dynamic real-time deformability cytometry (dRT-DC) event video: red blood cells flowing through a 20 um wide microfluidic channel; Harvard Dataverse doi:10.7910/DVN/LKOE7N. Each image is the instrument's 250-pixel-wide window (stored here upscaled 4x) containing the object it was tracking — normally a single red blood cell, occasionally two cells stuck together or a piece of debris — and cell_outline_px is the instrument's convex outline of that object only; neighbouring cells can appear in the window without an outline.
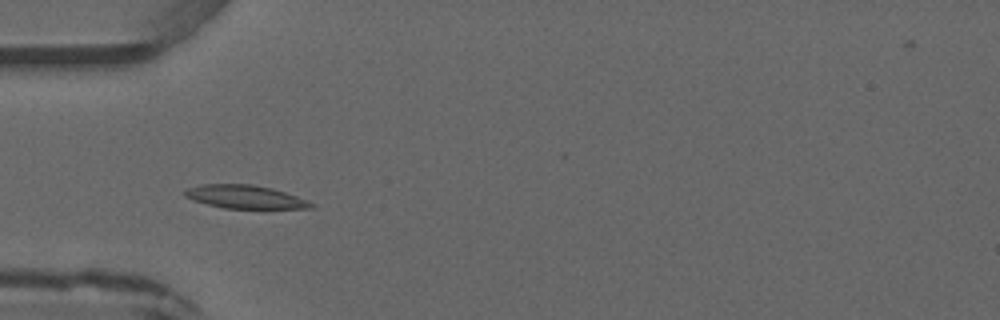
{"species": "common noctule bat (a hibernating species)", "species_latin": "Nyctalus noctula", "temperature_condition": "warm", "stored_images_in_passage": 6, "camera_frame_rate_fps": 3000, "um_per_image_px": 0.085, "animal": {"sex": "male", "forearm_length_mm": 52.5}, "frame": {"image": 1, "passage_image": 5, "time_ms": 5.333, "image_size_px": [1000, 320], "cell_outline_px": [[316, 204], [312, 208], [224, 208], [208, 204], [184, 196], [184, 192], [188, 188], [204, 184], [252, 184], [272, 188], [296, 196]], "centroid_in_image_um": [20.85, 16.73], "position_along_channel_um": 64.1, "area_um2": 16.82}}
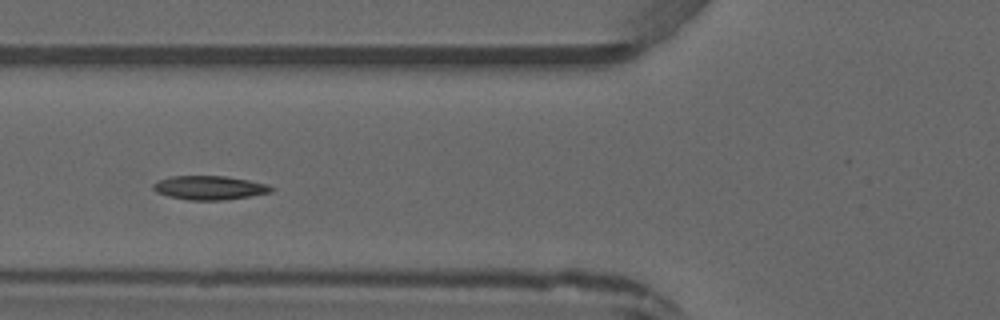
{"frame": {"image": 2, "passage_image": 6, "time_ms": 6.333, "image_size_px": [1000, 320], "cell_outline_px": [[276, 188], [272, 192], [224, 200], [188, 200], [168, 196], [156, 192], [152, 188], [152, 184], [160, 180], [172, 176], [228, 176], [268, 184]], "centroid_in_image_um": [17.82, 15.95], "position_along_channel_um": 108.0, "area_um2": 16.47}}